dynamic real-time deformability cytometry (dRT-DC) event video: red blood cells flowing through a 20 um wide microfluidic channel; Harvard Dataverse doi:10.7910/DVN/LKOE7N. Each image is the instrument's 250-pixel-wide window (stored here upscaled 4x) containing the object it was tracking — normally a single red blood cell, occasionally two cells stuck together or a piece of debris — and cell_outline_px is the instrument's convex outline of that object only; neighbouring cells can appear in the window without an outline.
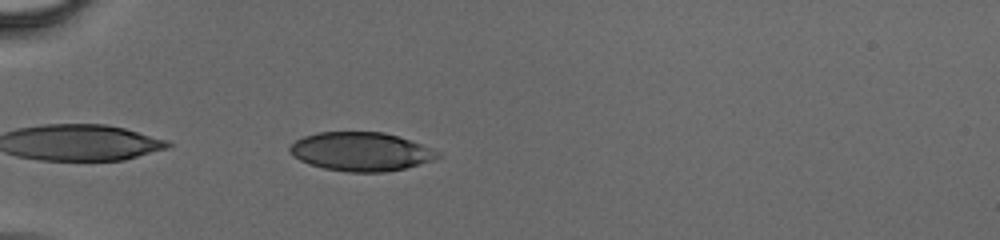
{"species": "human", "species_latin": "Homo sapiens", "temperature_condition": "cold", "stored_images_in_passage": 34, "camera_frame_rate_fps": 3000, "um_per_image_px": 0.085, "donor": {"sex": "male"}, "frame": {"image": 1, "passage_image": 3, "time_ms": 0.667, "image_size_px": [1000, 240], "cell_outline_px": [[440, 156], [432, 160], [420, 164], [404, 168], [384, 172], [348, 172], [324, 168], [308, 164], [300, 160], [288, 152], [288, 148], [296, 140], [304, 136], [316, 132], [384, 132], [420, 144], [440, 152]], "centroid_in_image_um": [30.63, 12.89], "position_along_channel_um": 54.4, "area_um2": 33.18}}
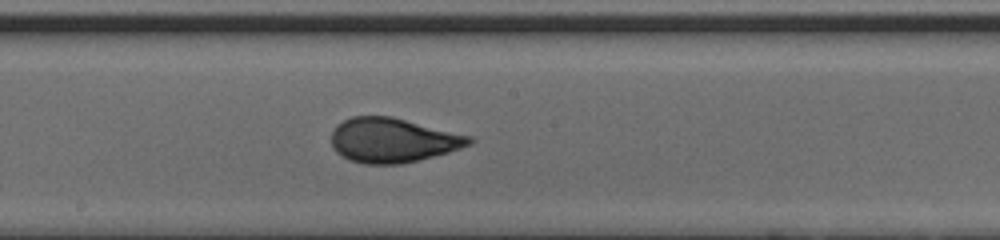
{"frame": {"image": 2, "passage_image": 15, "time_ms": 4.667, "image_size_px": [1000, 240], "cell_outline_px": [[476, 140], [472, 144], [448, 152], [420, 160], [400, 164], [364, 164], [348, 160], [336, 152], [332, 148], [332, 132], [336, 124], [352, 116], [392, 116], [472, 136]], "centroid_in_image_um": [33.39, 11.92], "position_along_channel_um": 214.8, "area_um2": 36.07}}
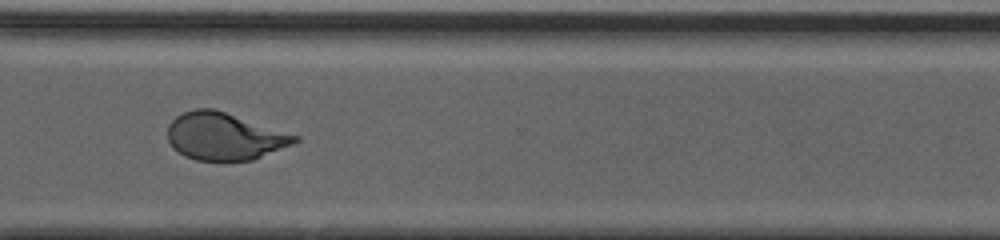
{"frame": {"image": 3, "passage_image": 24, "time_ms": 7.667, "image_size_px": [1000, 240], "cell_outline_px": [[300, 140], [296, 144], [252, 160], [196, 160], [184, 156], [172, 148], [168, 140], [168, 124], [176, 116], [184, 112], [196, 108], [212, 108], [300, 136]], "centroid_in_image_um": [19.08, 11.6], "position_along_channel_um": 351.5, "area_um2": 35.08}}